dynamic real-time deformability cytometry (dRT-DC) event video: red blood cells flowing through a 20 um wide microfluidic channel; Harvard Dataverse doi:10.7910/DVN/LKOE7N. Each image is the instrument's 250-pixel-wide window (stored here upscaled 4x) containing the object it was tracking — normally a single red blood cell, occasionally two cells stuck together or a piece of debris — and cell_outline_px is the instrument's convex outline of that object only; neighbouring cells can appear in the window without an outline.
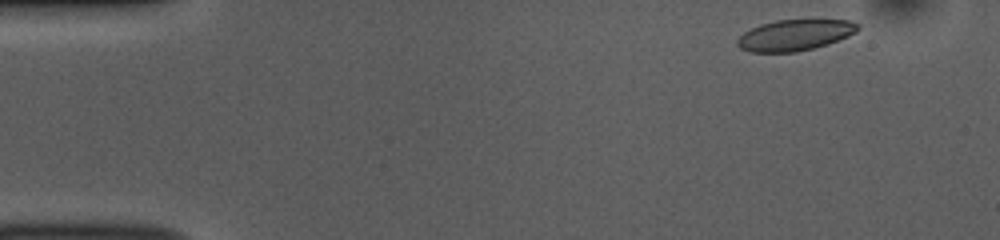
{"species": "common noctule bat (a hibernating species)", "species_latin": "Nyctalus noctula", "temperature_condition": "room temperature", "stored_images_in_passage": 49, "camera_frame_rate_fps": 3000, "um_per_image_px": 0.085, "animal": {"sex": "female", "body_mass_g": 10.0, "forearm_length_mm": 53.1}, "frame": {"image": 1, "passage_image": 2, "time_ms": 0.333, "image_size_px": [1000, 240], "cell_outline_px": [[860, 28], [856, 32], [848, 36], [828, 44], [796, 52], [752, 52], [740, 48], [736, 44], [736, 40], [744, 32], [760, 24], [776, 20], [848, 20], [860, 24]], "centroid_in_image_um": [67.56, 2.98], "position_along_channel_um": 17.4, "area_um2": 21.73}}
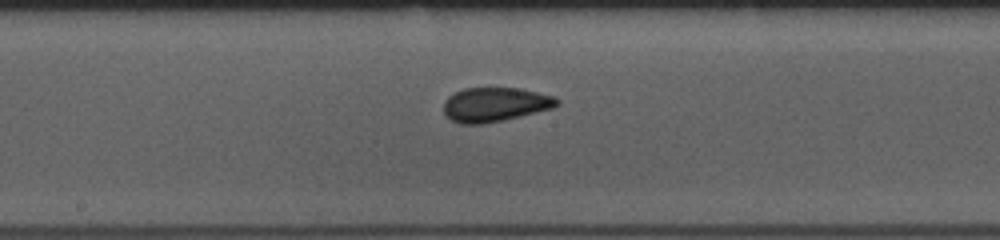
{"frame": {"image": 2, "passage_image": 24, "time_ms": 7.667, "image_size_px": [1000, 240], "cell_outline_px": [[560, 104], [552, 108], [484, 124], [460, 124], [452, 120], [444, 112], [444, 100], [448, 96], [464, 88], [520, 88], [552, 96], [560, 100]], "centroid_in_image_um": [42.05, 8.88], "position_along_channel_um": 206.1, "area_um2": 22.37}}
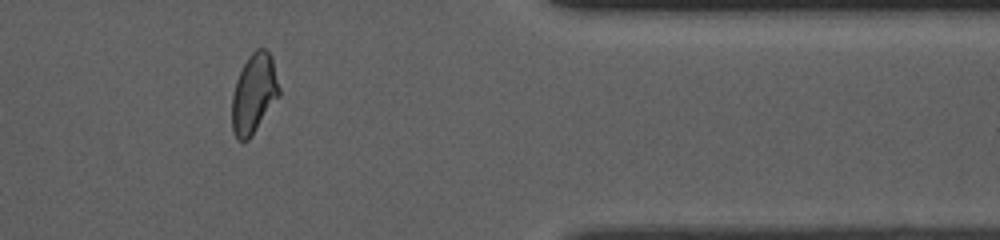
{"frame": {"image": 3, "passage_image": 40, "time_ms": 13.0, "image_size_px": [1000, 240], "cell_outline_px": [[280, 96], [252, 136], [248, 140], [236, 140], [232, 132], [232, 96], [236, 80], [248, 56], [256, 48], [264, 48], [272, 56], [280, 88]], "centroid_in_image_um": [21.59, 7.97], "position_along_channel_um": 389.8, "area_um2": 22.14}, "authors_computed_cell_mechanics": {"area_um2": 22.0796, "velocity_mm_per_s": 3.8399, "shape_relaxation_time_tau1_ms": null, "shape_relaxation_time_tau2_ms": 1.2936, "deformation_change_tau1": null, "deformation_change_tau2": 0.0615}}